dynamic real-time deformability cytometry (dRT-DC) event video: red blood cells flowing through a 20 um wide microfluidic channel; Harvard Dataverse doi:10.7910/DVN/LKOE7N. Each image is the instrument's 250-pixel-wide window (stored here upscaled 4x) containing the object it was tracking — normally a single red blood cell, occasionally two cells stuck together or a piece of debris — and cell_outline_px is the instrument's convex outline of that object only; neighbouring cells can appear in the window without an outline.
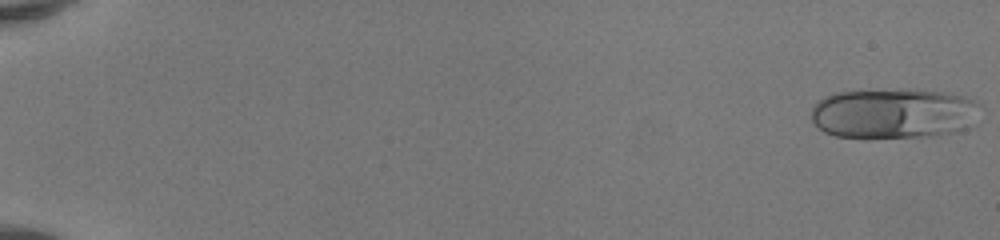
{"species": "human", "species_latin": "Homo sapiens", "temperature_condition": "room temperature", "stored_images_in_passage": 50, "camera_frame_rate_fps": 3000, "um_per_image_px": 0.085, "donor": {"sex": "female"}, "frame": {"image": 1, "passage_image": 1, "time_ms": 0.0, "image_size_px": [1000, 240], "cell_outline_px": [[980, 104], [964, 128], [948, 132], [920, 136], [836, 136], [824, 132], [812, 120], [812, 108], [820, 100], [836, 92], [940, 92], [960, 96], [972, 100]], "centroid_in_image_um": [75.85, 9.66], "position_along_channel_um": 9.2, "area_um2": 46.41}}
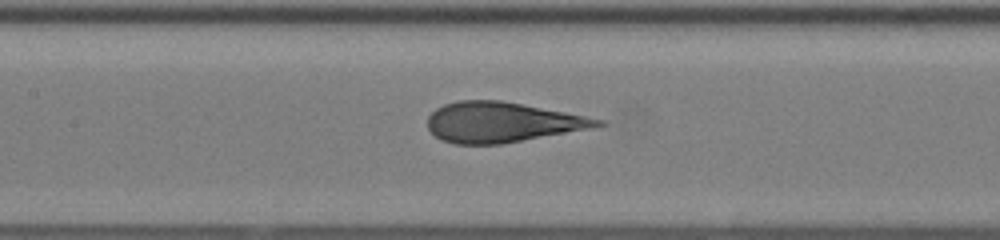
{"frame": {"image": 2, "passage_image": 26, "time_ms": 8.333, "image_size_px": [1000, 240], "cell_outline_px": [[608, 124], [592, 128], [500, 144], [456, 144], [440, 140], [428, 128], [428, 116], [436, 108], [444, 104], [460, 100], [500, 100], [564, 112], [604, 120]], "centroid_in_image_um": [42.64, 10.39], "position_along_channel_um": 164.8, "area_um2": 39.42}}
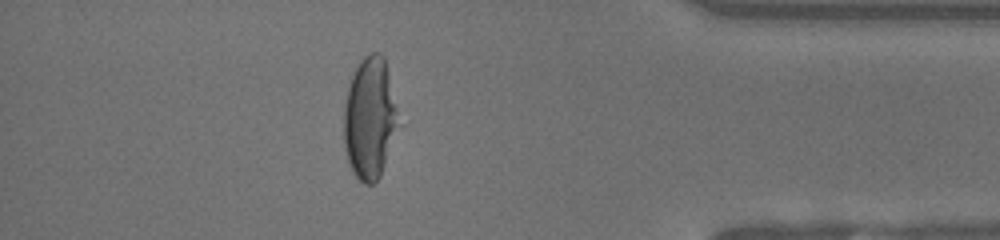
{"frame": {"image": 3, "passage_image": 45, "time_ms": 14.667, "image_size_px": [1000, 240], "cell_outline_px": [[404, 124], [380, 176], [372, 184], [364, 184], [352, 172], [348, 164], [344, 144], [344, 108], [348, 88], [352, 76], [356, 68], [364, 56], [372, 52], [380, 52], [384, 56]], "centroid_in_image_um": [31.52, 10.08], "position_along_channel_um": 403.7, "area_um2": 40.23}, "authors_computed_cell_mechanics": {"area_um2": 41.0958, "velocity_mm_per_s": 4.1763, "shape_relaxation_time_tau1_ms": 5.7998, "shape_relaxation_time_tau2_ms": null, "deformation_change_tau1": 0.2603, "deformation_change_tau2": null}}